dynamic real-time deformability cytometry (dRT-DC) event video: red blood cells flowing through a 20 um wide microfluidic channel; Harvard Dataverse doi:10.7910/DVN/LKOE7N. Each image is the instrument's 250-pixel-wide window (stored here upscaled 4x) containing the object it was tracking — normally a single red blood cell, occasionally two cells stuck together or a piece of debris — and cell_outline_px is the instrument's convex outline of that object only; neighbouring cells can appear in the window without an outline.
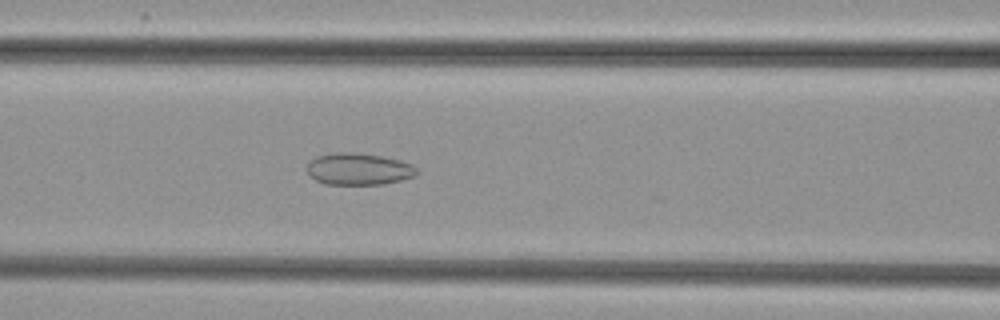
{"species": "common noctule bat (a hibernating species)", "species_latin": "Nyctalus noctula", "temperature_condition": "cold", "stored_images_in_passage": 34, "camera_frame_rate_fps": 3000, "um_per_image_px": 0.085, "animal": {"sex": "female", "body_mass_g": 29.2, "forearm_length_mm": 56.3}, "frame": {"image": 1, "passage_image": 6, "time_ms": 1.667, "image_size_px": [1000, 320], "cell_outline_px": [[420, 172], [416, 176], [384, 184], [324, 184], [308, 176], [308, 160], [316, 156], [336, 152], [352, 152], [380, 156], [400, 160], [412, 164]], "centroid_in_image_um": [30.48, 14.37], "position_along_channel_um": 136.1, "area_um2": 20.52}}
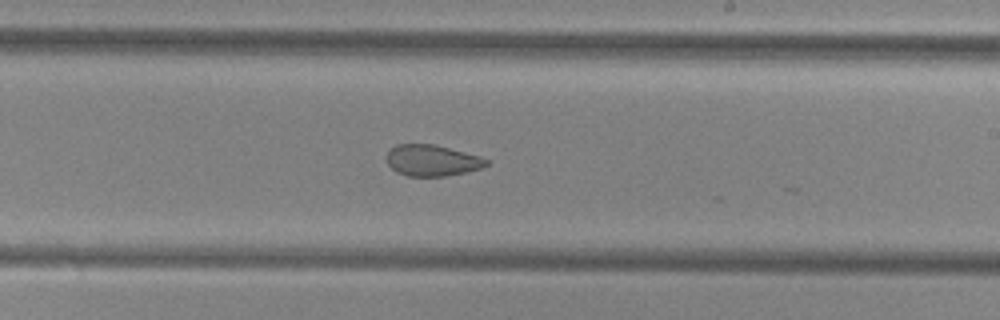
{"frame": {"image": 2, "passage_image": 15, "time_ms": 4.667, "image_size_px": [1000, 320], "cell_outline_px": [[488, 164], [480, 168], [468, 172], [444, 176], [408, 176], [396, 172], [388, 164], [388, 152], [396, 144], [432, 144], [480, 156], [488, 160]], "centroid_in_image_um": [36.73, 13.64], "position_along_channel_um": 252.3, "area_um2": 17.92}}
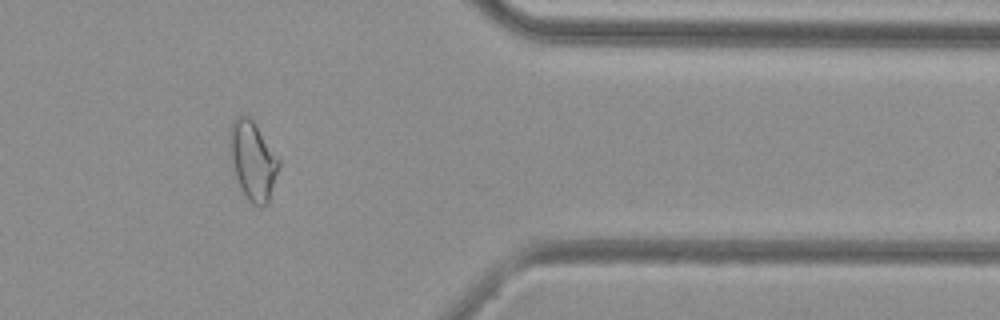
{"frame": {"image": 3, "passage_image": 27, "time_ms": 8.667, "image_size_px": [1000, 320], "cell_outline_px": [[280, 164], [268, 200], [260, 208], [252, 204], [248, 200], [232, 176], [228, 156], [228, 132], [232, 120], [236, 116], [248, 116], [256, 124], [280, 160]], "centroid_in_image_um": [21.4, 13.63], "position_along_channel_um": 390.0, "area_um2": 23.18}}